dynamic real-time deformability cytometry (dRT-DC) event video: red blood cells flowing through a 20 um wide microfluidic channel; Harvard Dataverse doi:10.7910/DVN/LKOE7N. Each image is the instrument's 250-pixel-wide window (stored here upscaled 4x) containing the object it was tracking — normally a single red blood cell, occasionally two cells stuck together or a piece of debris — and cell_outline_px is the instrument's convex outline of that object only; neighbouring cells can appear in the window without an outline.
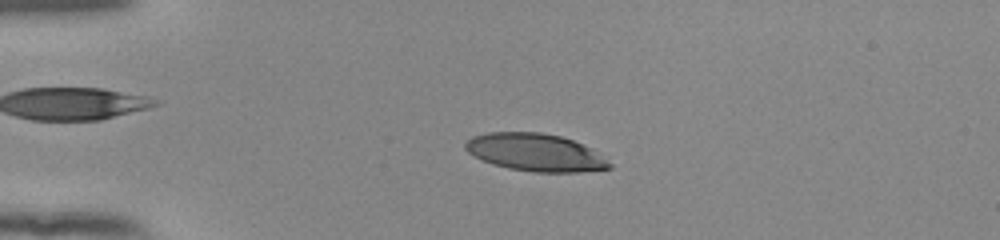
{"species": "human", "species_latin": "Homo sapiens", "temperature_condition": "room temperature", "stored_images_in_passage": 49, "camera_frame_rate_fps": 3000, "um_per_image_px": 0.085, "donor": {"sex": "female"}, "frame": {"image": 1, "passage_image": 9, "time_ms": 2.667, "image_size_px": [1000, 240], "cell_outline_px": [[612, 168], [580, 172], [532, 172], [508, 168], [492, 164], [472, 156], [464, 148], [464, 144], [472, 136], [488, 132], [540, 132], [560, 136], [572, 140], [588, 148], [612, 164]], "centroid_in_image_um": [45.43, 12.96], "position_along_channel_um": 39.6, "area_um2": 31.33}}
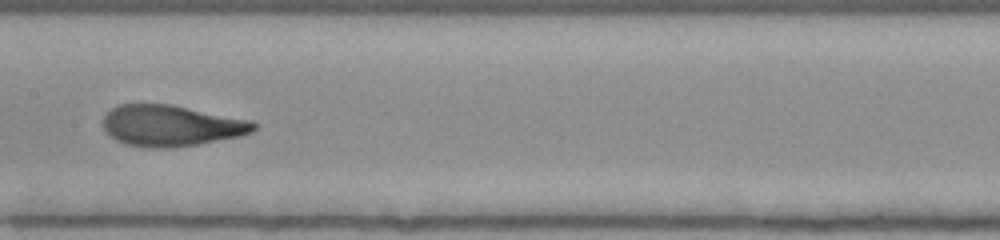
{"frame": {"image": 2, "passage_image": 24, "time_ms": 7.667, "image_size_px": [1000, 240], "cell_outline_px": [[260, 124], [252, 132], [240, 136], [196, 144], [172, 148], [156, 148], [124, 144], [116, 140], [104, 128], [104, 116], [112, 108], [120, 104], [172, 104], [252, 120]], "centroid_in_image_um": [14.6, 10.67], "position_along_channel_um": 192.8, "area_um2": 36.07}}
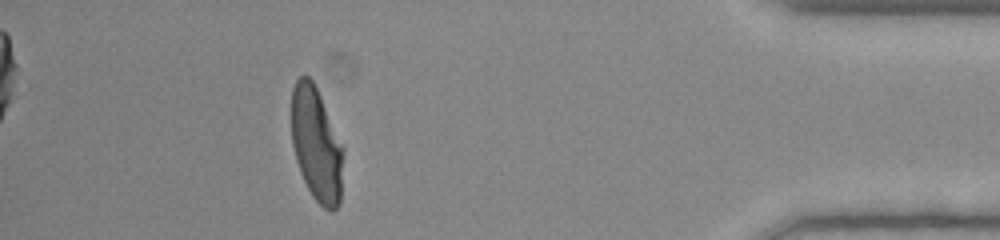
{"frame": {"image": 3, "passage_image": 44, "time_ms": 14.333, "image_size_px": [1000, 240], "cell_outline_px": [[344, 152], [340, 204], [332, 212], [328, 212], [312, 196], [300, 172], [296, 160], [292, 144], [292, 88], [296, 80], [304, 72], [312, 80], [320, 96], [344, 148]], "centroid_in_image_um": [26.9, 12.29], "position_along_channel_um": 408.3, "area_um2": 34.56}, "authors_computed_cell_mechanics": {"area_um2": 35.6048, "velocity_mm_per_s": 3.9206, "shape_relaxation_time_tau1_ms": 4.1145, "shape_relaxation_time_tau2_ms": 0.6763, "deformation_change_tau1": 0.2174, "deformation_change_tau2": 0.0747}}